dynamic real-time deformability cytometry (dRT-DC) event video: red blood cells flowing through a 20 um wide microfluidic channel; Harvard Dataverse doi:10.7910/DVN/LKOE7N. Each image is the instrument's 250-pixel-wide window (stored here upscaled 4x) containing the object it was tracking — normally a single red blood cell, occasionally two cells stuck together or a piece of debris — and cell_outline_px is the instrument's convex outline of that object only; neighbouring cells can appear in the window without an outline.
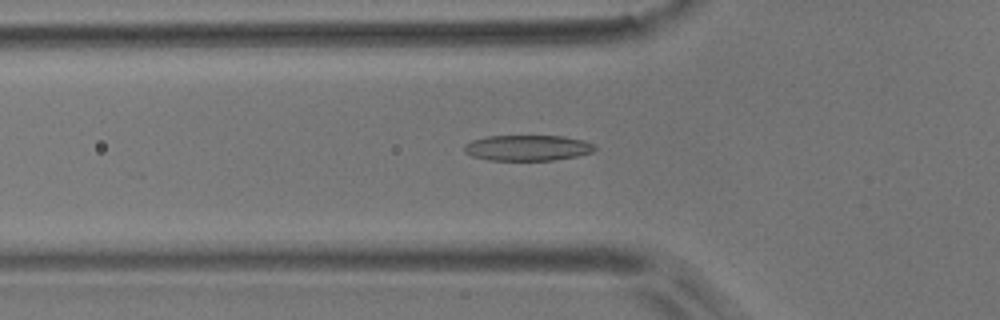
{"species": "common noctule bat (a hibernating species)", "species_latin": "Nyctalus noctula", "temperature_condition": "room temperature", "stored_images_in_passage": 41, "camera_frame_rate_fps": 3000, "um_per_image_px": 0.085, "animal": {"sex": "male", "body_mass_g": 17.9}, "frame": {"image": 1, "passage_image": 5, "time_ms": 1.333, "image_size_px": [1000, 320], "cell_outline_px": [[596, 148], [592, 152], [576, 156], [552, 160], [488, 160], [472, 156], [464, 152], [464, 144], [472, 140], [488, 136], [564, 136], [584, 140], [592, 144]], "centroid_in_image_um": [44.81, 12.56], "position_along_channel_um": 81.0, "area_um2": 19.48}}
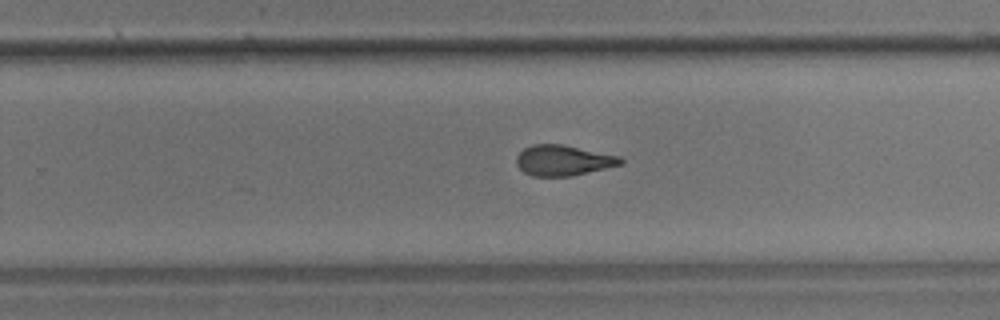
{"frame": {"image": 2, "passage_image": 21, "time_ms": 6.667, "image_size_px": [1000, 320], "cell_outline_px": [[624, 164], [572, 176], [532, 176], [524, 172], [516, 164], [516, 156], [524, 148], [532, 144], [560, 144], [620, 156], [624, 160]], "centroid_in_image_um": [47.88, 13.64], "position_along_channel_um": 281.9, "area_um2": 18.55}}
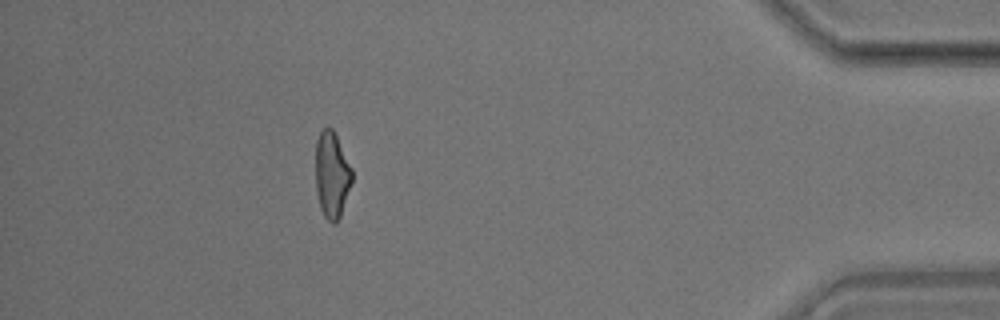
{"frame": {"image": 3, "passage_image": 35, "time_ms": 11.333, "image_size_px": [1000, 320], "cell_outline_px": [[352, 180], [340, 216], [336, 224], [332, 224], [324, 216], [320, 208], [316, 192], [316, 140], [320, 132], [324, 128], [332, 128], [352, 168]], "centroid_in_image_um": [28.19, 14.88], "position_along_channel_um": 407.0, "area_um2": 18.15}, "authors_computed_cell_mechanics": {"area_um2": 18.9006, "velocity_mm_per_s": 3.76, "shape_relaxation_time_tau1_ms": 5.1596, "shape_relaxation_time_tau2_ms": 2.1009, "deformation_change_tau1": 0.1813, "deformation_change_tau2": 0.1091}}